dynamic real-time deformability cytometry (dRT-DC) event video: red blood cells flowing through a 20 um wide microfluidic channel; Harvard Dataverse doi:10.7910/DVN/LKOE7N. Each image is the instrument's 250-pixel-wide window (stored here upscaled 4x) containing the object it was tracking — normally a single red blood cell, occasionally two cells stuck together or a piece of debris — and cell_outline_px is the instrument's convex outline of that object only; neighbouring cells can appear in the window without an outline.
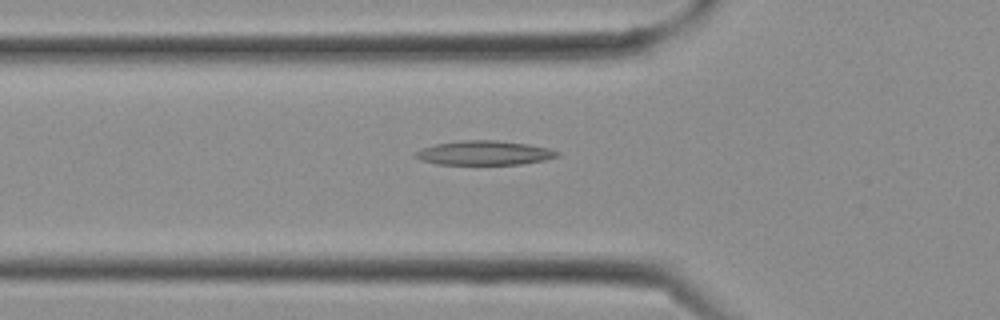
{"species": "Egyptian fruit bat (a non-hibernating species)", "species_latin": "Rousettus aegyptiacus", "temperature_condition": "cold", "stored_images_in_passage": 7, "camera_frame_rate_fps": 3000, "um_per_image_px": 0.085, "frame": {"image": 1, "passage_image": 3, "time_ms": 0.667, "image_size_px": [1000, 320], "cell_outline_px": [[560, 156], [544, 160], [520, 164], [436, 164], [420, 160], [412, 156], [412, 152], [436, 144], [460, 140], [496, 140], [528, 144], [548, 148], [560, 152]], "centroid_in_image_um": [41.13, 12.99], "position_along_channel_um": 84.7, "area_um2": 20.11}}
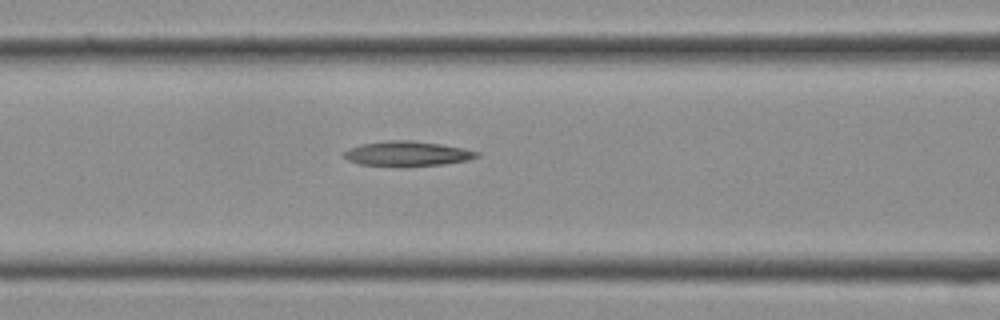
{"frame": {"image": 2, "passage_image": 5, "time_ms": 1.333, "image_size_px": [1000, 320], "cell_outline_px": [[480, 156], [468, 160], [444, 164], [400, 168], [360, 164], [348, 160], [340, 156], [340, 152], [348, 148], [360, 144], [388, 140], [412, 140], [440, 144], [464, 148], [480, 152]], "centroid_in_image_um": [34.55, 13.08], "position_along_channel_um": 132.0, "area_um2": 20.0}}
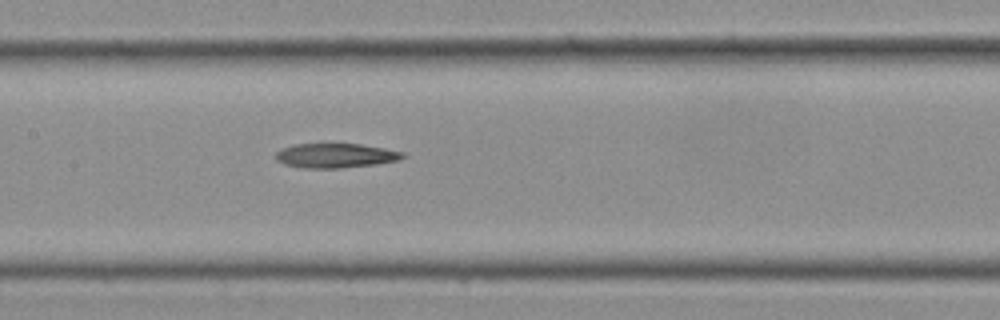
{"frame": {"image": 3, "passage_image": 7, "time_ms": 2.0, "image_size_px": [1000, 320], "cell_outline_px": [[408, 156], [400, 160], [376, 164], [340, 168], [304, 168], [284, 164], [276, 160], [276, 152], [280, 148], [296, 144], [360, 144], [384, 148], [404, 152]], "centroid_in_image_um": [28.55, 13.22], "position_along_channel_um": 178.9, "area_um2": 18.21}}